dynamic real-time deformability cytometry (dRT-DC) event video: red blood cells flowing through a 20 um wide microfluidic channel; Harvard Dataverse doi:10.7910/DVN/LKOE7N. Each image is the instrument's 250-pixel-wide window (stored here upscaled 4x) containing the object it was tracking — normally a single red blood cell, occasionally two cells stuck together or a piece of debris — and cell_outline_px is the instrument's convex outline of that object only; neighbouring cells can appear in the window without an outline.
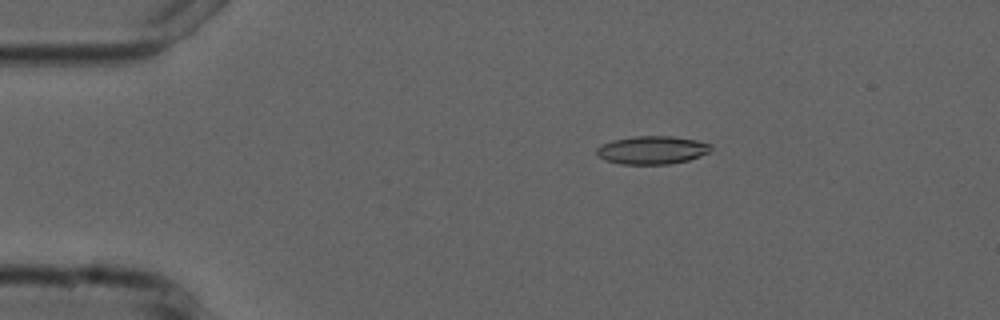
{"species": "common noctule bat (a hibernating species)", "species_latin": "Nyctalus noctula", "temperature_condition": "cold", "stored_images_in_passage": 9, "camera_frame_rate_fps": 3000, "um_per_image_px": 0.085, "animal": {"sex": "male", "forearm_length_mm": 52.5}, "frame": {"image": 1, "passage_image": 3, "time_ms": 2.333, "image_size_px": [1000, 320], "cell_outline_px": [[712, 152], [688, 160], [668, 164], [620, 164], [604, 160], [596, 156], [596, 148], [600, 144], [612, 140], [632, 136], [672, 136], [696, 140], [712, 144]], "centroid_in_image_um": [55.41, 12.75], "position_along_channel_um": 29.6, "area_um2": 19.07}}
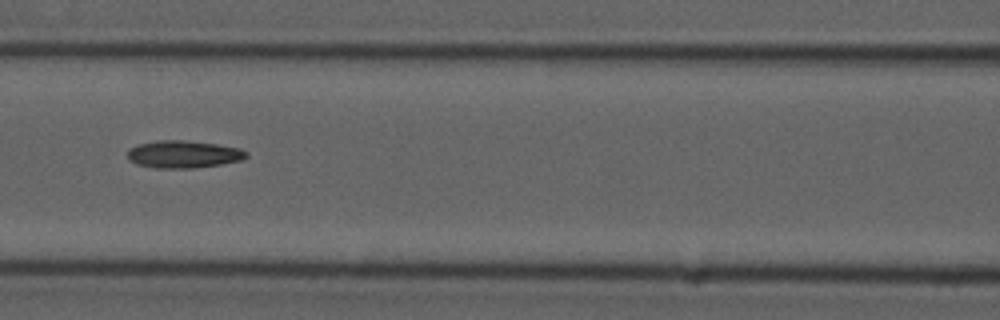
{"frame": {"image": 2, "passage_image": 7, "time_ms": 7.0, "image_size_px": [1000, 320], "cell_outline_px": [[248, 156], [244, 160], [220, 164], [192, 168], [156, 168], [136, 164], [128, 160], [128, 148], [140, 144], [160, 140], [184, 140], [216, 144], [240, 148], [248, 152]], "centroid_in_image_um": [15.61, 13.11], "position_along_channel_um": 151.0, "area_um2": 19.02}}
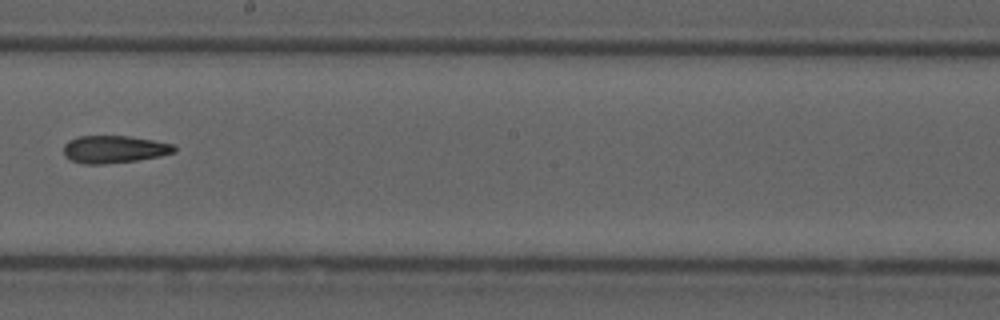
{"frame": {"image": 3, "passage_image": 9, "time_ms": 9.333, "image_size_px": [1000, 320], "cell_outline_px": [[176, 152], [160, 156], [136, 160], [104, 164], [84, 164], [72, 160], [64, 156], [64, 144], [68, 140], [80, 136], [128, 136], [152, 140], [172, 144], [176, 148]], "centroid_in_image_um": [9.68, 12.69], "position_along_channel_um": 238.5, "area_um2": 17.63}}